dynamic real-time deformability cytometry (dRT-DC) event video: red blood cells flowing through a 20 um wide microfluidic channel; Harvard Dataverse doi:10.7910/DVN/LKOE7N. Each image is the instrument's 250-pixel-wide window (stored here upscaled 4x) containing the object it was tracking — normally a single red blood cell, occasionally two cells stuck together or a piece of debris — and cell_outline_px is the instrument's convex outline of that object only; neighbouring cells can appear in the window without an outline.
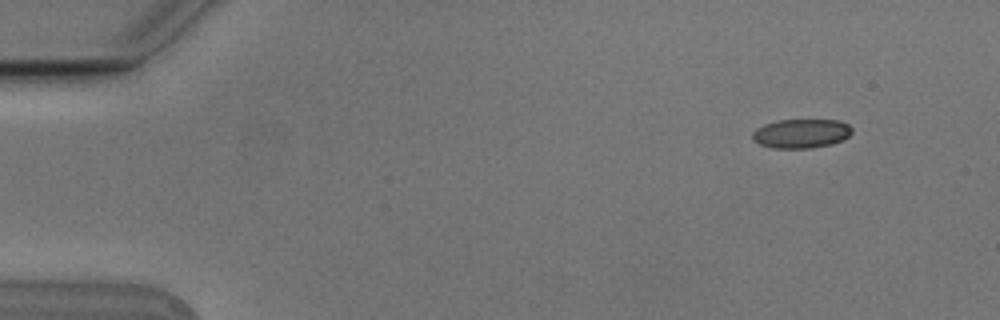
{"species": "Egyptian fruit bat (a non-hibernating species)", "species_latin": "Rousettus aegyptiacus", "temperature_condition": "cold", "stored_images_in_passage": 7, "camera_frame_rate_fps": 3000, "um_per_image_px": 0.085, "animal": {"sex": "male"}, "frame": {"image": 1, "passage_image": 1, "time_ms": 0.0, "image_size_px": [1000, 320], "cell_outline_px": [[852, 132], [844, 140], [832, 144], [812, 148], [772, 148], [760, 144], [752, 140], [752, 132], [756, 128], [764, 124], [776, 120], [840, 120], [848, 124], [852, 128]], "centroid_in_image_um": [68.1, 11.35], "position_along_channel_um": 16.9, "area_um2": 17.11}}
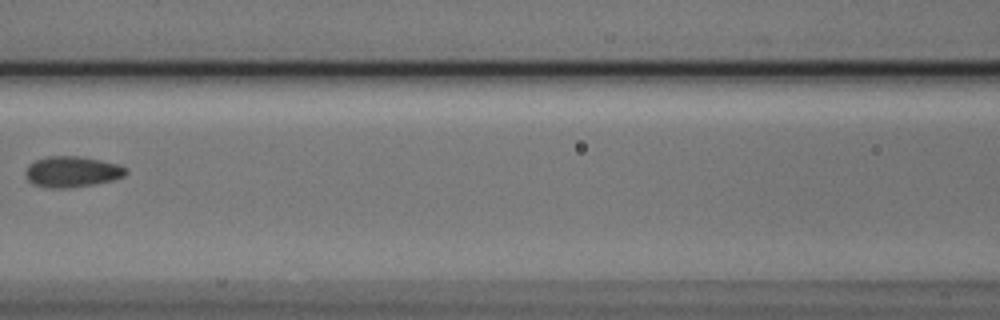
{"frame": {"image": 2, "passage_image": 6, "time_ms": 1.667, "image_size_px": [1000, 320], "cell_outline_px": [[128, 172], [124, 176], [112, 180], [92, 184], [68, 188], [48, 188], [32, 184], [28, 180], [24, 172], [28, 164], [36, 160], [48, 156], [76, 156], [100, 160], [116, 164], [128, 168]], "centroid_in_image_um": [6.09, 14.6], "position_along_channel_um": 160.5, "area_um2": 18.03}}
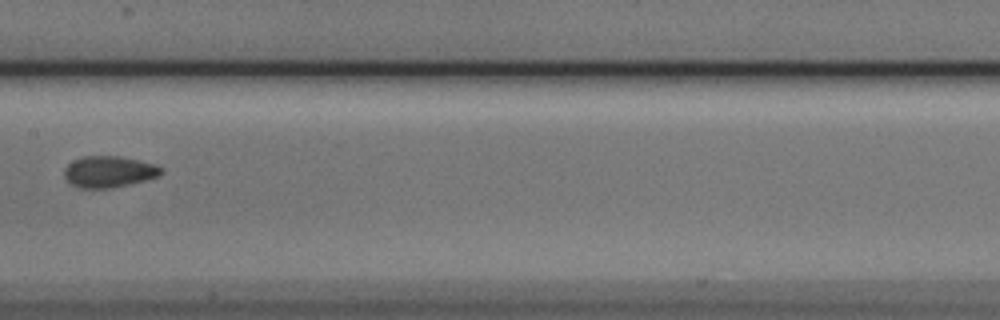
{"frame": {"image": 3, "passage_image": 7, "time_ms": 2.0, "image_size_px": [1000, 320], "cell_outline_px": [[164, 172], [160, 176], [112, 188], [80, 188], [72, 184], [64, 176], [64, 168], [68, 164], [84, 156], [120, 156], [156, 164], [164, 168]], "centroid_in_image_um": [9.3, 14.59], "position_along_channel_um": 198.1, "area_um2": 17.69}}